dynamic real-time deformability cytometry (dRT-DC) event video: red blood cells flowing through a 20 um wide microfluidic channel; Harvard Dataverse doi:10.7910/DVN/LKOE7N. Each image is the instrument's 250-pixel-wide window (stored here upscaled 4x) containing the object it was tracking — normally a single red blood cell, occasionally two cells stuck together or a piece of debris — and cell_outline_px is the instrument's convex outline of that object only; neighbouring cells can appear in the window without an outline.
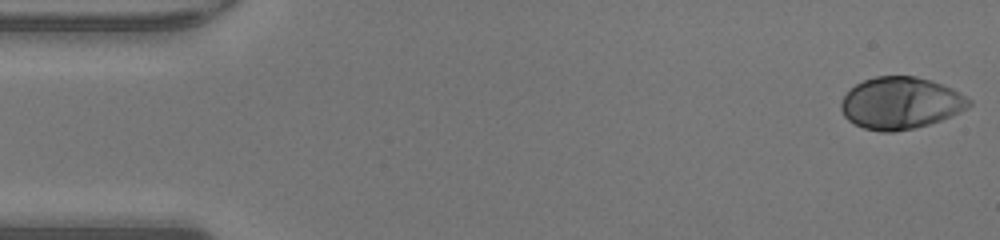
{"species": "human", "species_latin": "Homo sapiens", "temperature_condition": "warm", "stored_images_in_passage": 47, "camera_frame_rate_fps": 3000, "um_per_image_px": 0.085, "donor": {"sex": "male"}, "frame": {"image": 1, "passage_image": 1, "time_ms": 0.0, "image_size_px": [1000, 240], "cell_outline_px": [[972, 104], [968, 108], [952, 116], [916, 128], [892, 132], [880, 132], [864, 128], [848, 120], [844, 116], [840, 108], [840, 104], [844, 96], [856, 84], [864, 80], [876, 76], [916, 76], [932, 80], [952, 88], [960, 92], [972, 100]], "centroid_in_image_um": [76.58, 8.76], "position_along_channel_um": 8.4, "area_um2": 38.9}}
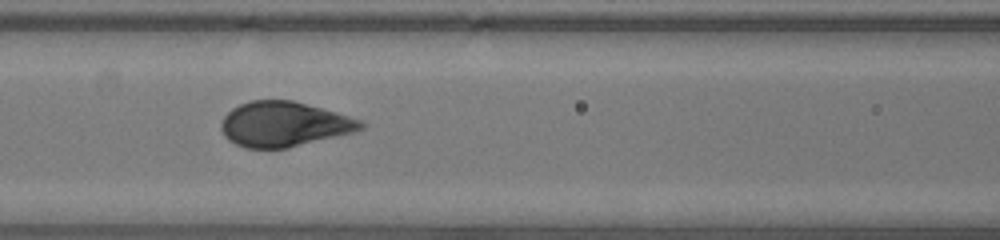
{"frame": {"image": 2, "passage_image": 20, "time_ms": 6.333, "image_size_px": [1000, 240], "cell_outline_px": [[368, 124], [364, 128], [356, 132], [288, 148], [244, 148], [228, 140], [224, 136], [220, 128], [220, 124], [224, 116], [232, 108], [240, 104], [252, 100], [292, 100], [348, 116], [360, 120]], "centroid_in_image_um": [24.13, 10.57], "position_along_channel_um": 142.5, "area_um2": 36.65}}
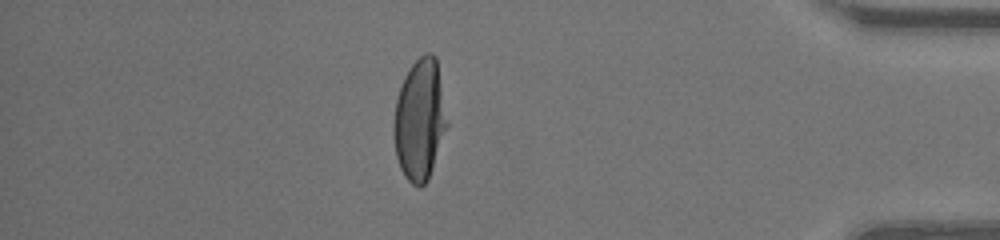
{"frame": {"image": 3, "passage_image": 41, "time_ms": 13.333, "image_size_px": [1000, 240], "cell_outline_px": [[448, 124], [428, 180], [420, 188], [412, 184], [404, 176], [400, 168], [396, 156], [392, 132], [392, 128], [396, 100], [404, 76], [408, 68], [424, 52], [432, 52], [436, 56]], "centroid_in_image_um": [35.66, 10.17], "position_along_channel_um": 399.5, "area_um2": 37.8}, "authors_computed_cell_mechanics": {"area_um2": 37.9168, "velocity_mm_per_s": 4.2912, "shape_relaxation_time_tau1_ms": 3.5245, "shape_relaxation_time_tau2_ms": null, "deformation_change_tau1": 0.2258, "deformation_change_tau2": null}}